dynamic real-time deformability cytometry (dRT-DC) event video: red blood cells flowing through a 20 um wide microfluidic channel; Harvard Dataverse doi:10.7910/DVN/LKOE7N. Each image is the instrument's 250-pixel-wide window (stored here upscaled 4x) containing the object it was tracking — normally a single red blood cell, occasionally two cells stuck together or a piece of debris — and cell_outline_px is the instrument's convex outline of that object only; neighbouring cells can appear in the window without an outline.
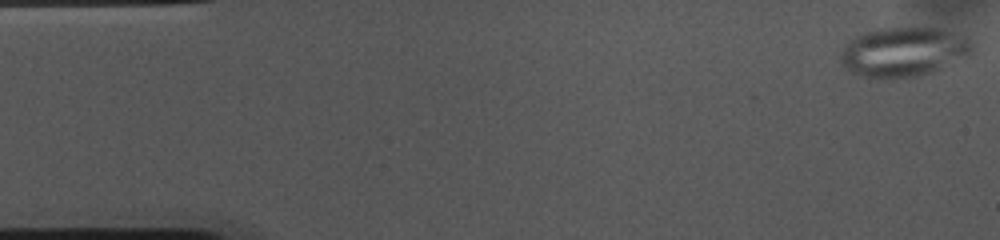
{"species": "common noctule bat (a hibernating species)", "species_latin": "Nyctalus noctula", "temperature_condition": "cold", "stored_images_in_passage": 54, "camera_frame_rate_fps": 3000, "um_per_image_px": 0.085, "animal": {"sex": "female", "body_mass_g": 10.0, "forearm_length_mm": 53.1}, "frame": {"image": 1, "passage_image": 1, "time_ms": 0.0, "image_size_px": [1000, 240], "cell_outline_px": [[972, 56], [936, 72], [920, 76], [892, 80], [884, 80], [864, 76], [848, 72], [840, 64], [840, 52], [848, 40], [856, 36], [880, 28], [912, 24], [940, 28], [968, 36], [972, 40]], "centroid_in_image_um": [76.86, 4.4], "position_along_channel_um": 8.1, "area_um2": 40.11}}
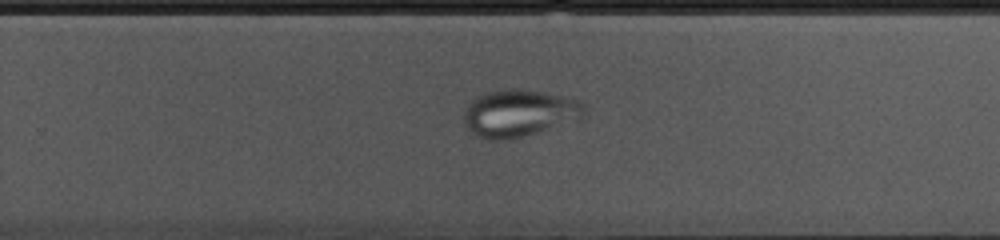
{"frame": {"image": 2, "passage_image": 33, "time_ms": 10.667, "image_size_px": [1000, 240], "cell_outline_px": [[584, 116], [580, 120], [536, 132], [520, 136], [496, 140], [488, 140], [476, 136], [464, 124], [464, 108], [476, 96], [488, 92], [512, 88], [516, 88], [544, 92], [576, 100], [584, 104]], "centroid_in_image_um": [44.1, 9.61], "position_along_channel_um": 285.7, "area_um2": 32.77}}
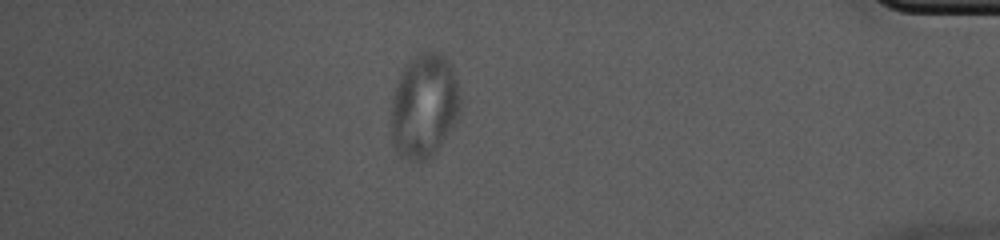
{"frame": {"image": 3, "passage_image": 46, "time_ms": 15.0, "image_size_px": [1000, 240], "cell_outline_px": [[460, 116], [432, 156], [424, 160], [408, 160], [400, 156], [396, 152], [392, 140], [392, 96], [396, 84], [404, 64], [412, 56], [428, 48], [444, 52], [452, 68], [460, 92]], "centroid_in_image_um": [36.06, 8.93], "position_along_channel_um": 399.1, "area_um2": 42.71}}